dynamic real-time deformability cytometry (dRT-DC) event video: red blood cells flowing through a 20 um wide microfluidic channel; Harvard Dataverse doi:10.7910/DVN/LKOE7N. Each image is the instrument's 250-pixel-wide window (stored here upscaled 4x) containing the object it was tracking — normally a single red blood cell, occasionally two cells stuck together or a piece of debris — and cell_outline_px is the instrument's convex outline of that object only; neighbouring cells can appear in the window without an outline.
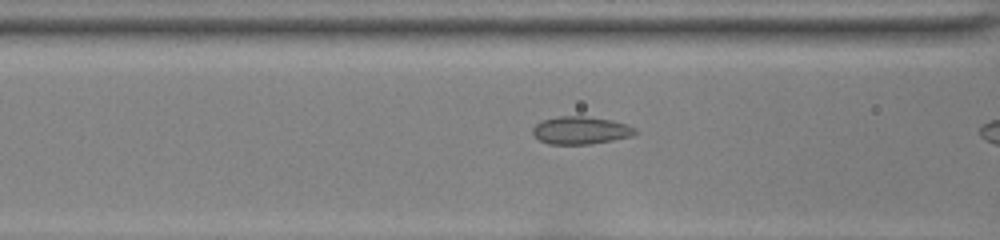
{"species": "common noctule bat (a hibernating species)", "species_latin": "Nyctalus noctula", "temperature_condition": "room temperature", "stored_images_in_passage": 9, "camera_frame_rate_fps": 3000, "um_per_image_px": 0.085, "animal": {"sex": "female", "body_mass_g": 22.0, "forearm_length_mm": 56.7}, "frame": {"image": 1, "passage_image": 8, "time_ms": 2.333, "image_size_px": [1000, 240], "cell_outline_px": [[636, 132], [632, 136], [612, 140], [588, 144], [548, 144], [540, 140], [532, 132], [532, 128], [536, 124], [544, 120], [556, 116], [584, 116], [612, 120], [628, 124], [636, 128]], "centroid_in_image_um": [49.37, 11.07], "position_along_channel_um": 117.2, "area_um2": 16.47}}